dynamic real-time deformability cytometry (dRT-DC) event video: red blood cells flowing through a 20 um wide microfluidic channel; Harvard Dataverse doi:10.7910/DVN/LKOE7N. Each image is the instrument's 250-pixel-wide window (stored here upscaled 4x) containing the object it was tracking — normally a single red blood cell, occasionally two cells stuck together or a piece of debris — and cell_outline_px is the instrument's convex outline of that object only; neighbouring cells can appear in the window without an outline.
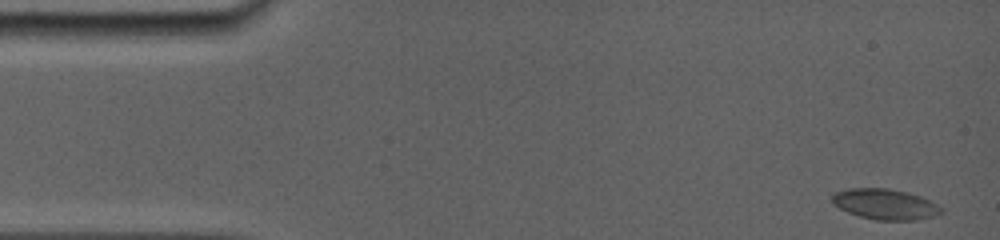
{"species": "common noctule bat (a hibernating species)", "species_latin": "Nyctalus noctula", "temperature_condition": "room temperature", "stored_images_in_passage": 81, "camera_frame_rate_fps": 5000, "um_per_image_px": 0.085, "animal": {"sex": "female", "body_mass_g": 19.0, "forearm_length_mm": 56.7}, "frame": {"image": 1, "passage_image": 1, "time_ms": 0.0, "image_size_px": [1000, 240], "cell_outline_px": [[944, 212], [932, 216], [916, 220], [876, 220], [860, 216], [848, 212], [832, 204], [832, 196], [836, 192], [848, 188], [888, 188], [920, 196], [944, 208]], "centroid_in_image_um": [75.23, 17.36], "position_along_channel_um": 9.8, "area_um2": 19.31}}
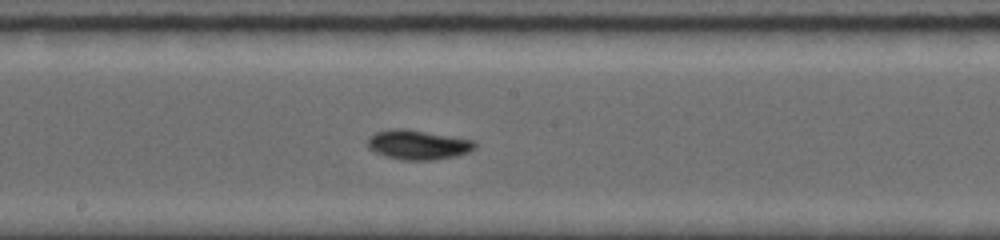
{"frame": {"image": 2, "passage_image": 45, "time_ms": 8.2, "image_size_px": [1000, 240], "cell_outline_px": [[476, 148], [468, 152], [456, 156], [432, 160], [404, 160], [384, 156], [368, 148], [368, 136], [376, 132], [388, 128], [404, 128], [472, 140], [476, 144]], "centroid_in_image_um": [35.49, 12.3], "position_along_channel_um": 212.7, "area_um2": 18.44}}
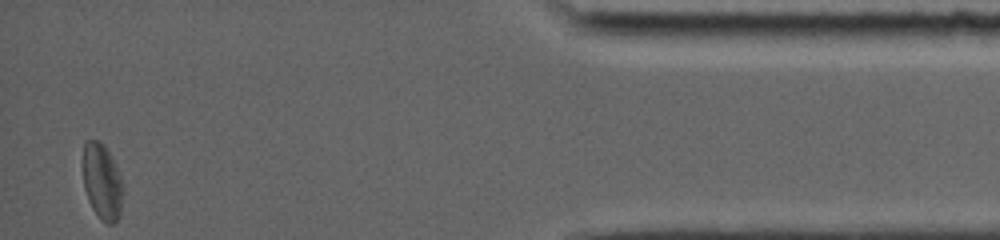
{"frame": {"image": 3, "passage_image": 81, "time_ms": 15.2, "image_size_px": [1000, 240], "cell_outline_px": [[124, 192], [120, 216], [112, 224], [108, 224], [100, 220], [92, 208], [88, 200], [84, 188], [80, 164], [84, 140], [96, 140], [108, 152], [124, 184]], "centroid_in_image_um": [8.64, 15.46], "position_along_channel_um": 426.6, "area_um2": 18.26}, "authors_computed_cell_mechanics": {"area_um2": 17.8602, "velocity_mm_per_s": 3.8404, "shape_relaxation_time_tau1_ms": 3.4132, "shape_relaxation_time_tau2_ms": 4.9408, "deformation_change_tau1": 0.1343, "deformation_change_tau2": 0.0598}}